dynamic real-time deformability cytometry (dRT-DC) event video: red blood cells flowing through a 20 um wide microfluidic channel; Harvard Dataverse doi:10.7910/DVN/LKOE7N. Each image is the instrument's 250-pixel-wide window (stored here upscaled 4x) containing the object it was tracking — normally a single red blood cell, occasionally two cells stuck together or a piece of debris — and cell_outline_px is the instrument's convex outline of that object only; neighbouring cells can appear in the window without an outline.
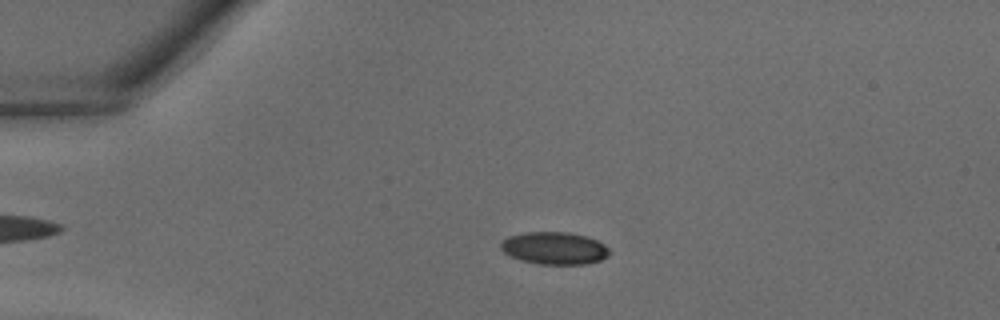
{"species": "common noctule bat (a hibernating species)", "species_latin": "Nyctalus noctula", "temperature_condition": "warm", "stored_images_in_passage": 30, "camera_frame_rate_fps": 3000, "um_per_image_px": 0.085, "animal": {"sex": "male", "body_mass_g": 18.8}, "frame": {"image": 1, "passage_image": 4, "time_ms": 1.0, "image_size_px": [1000, 320], "cell_outline_px": [[612, 252], [608, 256], [600, 260], [584, 264], [540, 264], [520, 260], [504, 252], [500, 248], [500, 244], [508, 236], [524, 232], [568, 232], [588, 236], [604, 244]], "centroid_in_image_um": [47.14, 21.09], "position_along_channel_um": 37.9, "area_um2": 20.58}}
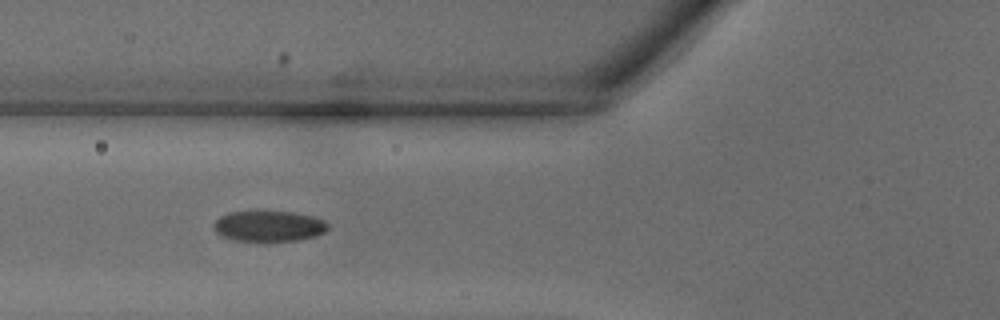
{"frame": {"image": 2, "passage_image": 10, "time_ms": 3.0, "image_size_px": [1000, 320], "cell_outline_px": [[328, 228], [324, 232], [316, 236], [300, 240], [232, 240], [220, 236], [212, 228], [212, 224], [220, 216], [228, 212], [292, 212], [312, 216], [324, 220], [328, 224]], "centroid_in_image_um": [22.82, 19.22], "position_along_channel_um": 103.0, "area_um2": 20.29}}
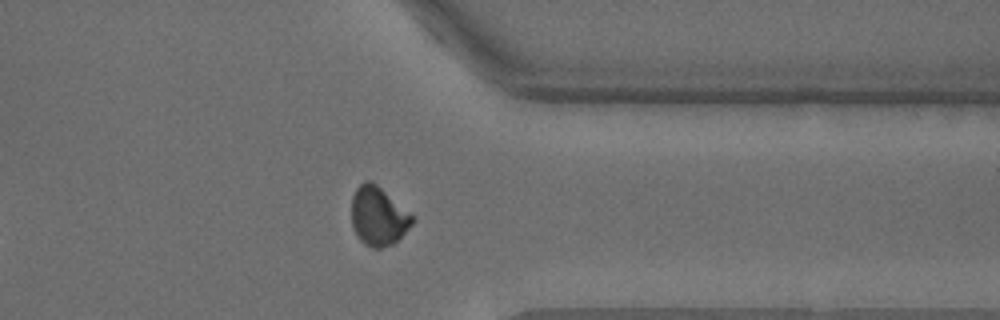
{"frame": {"image": 3, "passage_image": 26, "time_ms": 8.333, "image_size_px": [1000, 320], "cell_outline_px": [[416, 220], [392, 244], [380, 248], [372, 248], [364, 244], [356, 236], [352, 224], [352, 196], [356, 188], [364, 180], [372, 180], [412, 216]], "centroid_in_image_um": [32.11, 18.37], "position_along_channel_um": 379.3, "area_um2": 20.52}}